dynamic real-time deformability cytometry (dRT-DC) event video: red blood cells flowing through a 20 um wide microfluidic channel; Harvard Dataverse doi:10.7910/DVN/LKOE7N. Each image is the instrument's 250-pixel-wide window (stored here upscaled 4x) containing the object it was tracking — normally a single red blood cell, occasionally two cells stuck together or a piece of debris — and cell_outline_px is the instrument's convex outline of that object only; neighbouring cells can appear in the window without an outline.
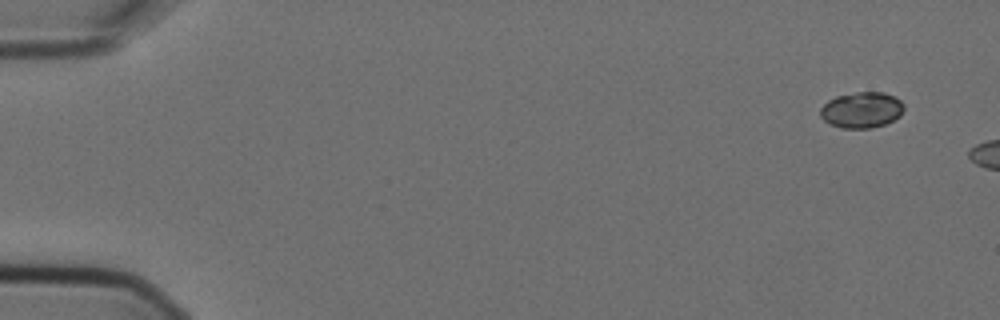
{"species": "Egyptian fruit bat (a non-hibernating species)", "species_latin": "Rousettus aegyptiacus", "temperature_condition": "cold", "stored_images_in_passage": 4, "camera_frame_rate_fps": 3000, "um_per_image_px": 0.085, "animal": {"sex": "female"}, "frame": {"image": 1, "passage_image": 1, "time_ms": 0.0, "image_size_px": [1000, 320], "cell_outline_px": [[904, 108], [900, 116], [884, 124], [872, 128], [840, 128], [828, 124], [820, 116], [820, 108], [828, 100], [836, 96], [856, 92], [884, 92], [900, 100], [904, 104]], "centroid_in_image_um": [73.21, 9.35], "position_along_channel_um": 11.8, "area_um2": 17.57}}